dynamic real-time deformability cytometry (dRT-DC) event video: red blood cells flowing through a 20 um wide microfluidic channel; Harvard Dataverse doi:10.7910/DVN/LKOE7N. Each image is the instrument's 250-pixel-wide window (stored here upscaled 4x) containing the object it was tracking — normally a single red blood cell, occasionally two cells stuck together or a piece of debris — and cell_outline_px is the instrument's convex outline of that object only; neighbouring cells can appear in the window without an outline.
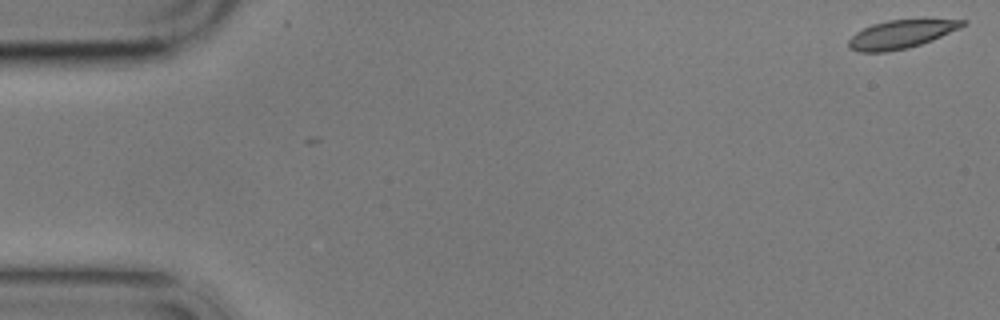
{"species": "common noctule bat (a hibernating species)", "species_latin": "Nyctalus noctula", "temperature_condition": "cold", "stored_images_in_passage": 3, "camera_frame_rate_fps": 3000, "um_per_image_px": 0.085, "animal": {"sex": "male", "body_mass_g": 17.9}, "frame": {"image": 1, "passage_image": 1, "time_ms": 0.0, "image_size_px": [1000, 320], "cell_outline_px": [[968, 24], [960, 28], [932, 40], [908, 48], [888, 52], [856, 52], [848, 48], [848, 40], [856, 32], [872, 24], [888, 20], [968, 20]], "centroid_in_image_um": [76.55, 2.93], "position_along_channel_um": 8.4, "area_um2": 18.73}}